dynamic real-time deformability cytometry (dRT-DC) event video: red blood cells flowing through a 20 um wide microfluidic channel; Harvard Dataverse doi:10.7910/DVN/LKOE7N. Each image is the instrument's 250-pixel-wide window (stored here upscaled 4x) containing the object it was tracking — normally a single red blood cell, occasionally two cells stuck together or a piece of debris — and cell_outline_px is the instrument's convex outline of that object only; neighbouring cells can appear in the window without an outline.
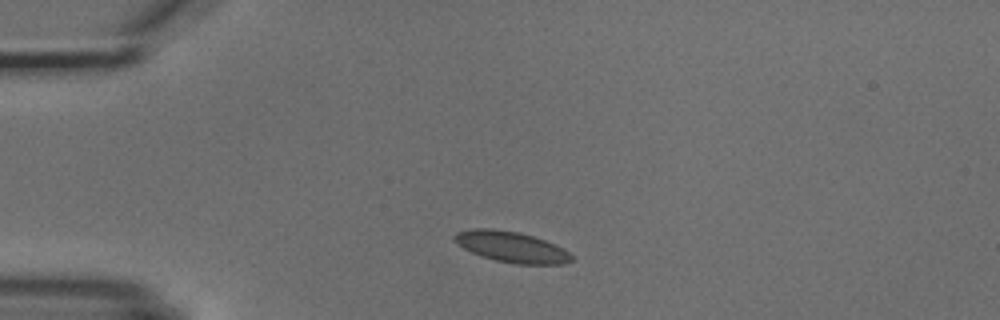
{"species": "common noctule bat (a hibernating species)", "species_latin": "Nyctalus noctula", "temperature_condition": "cold", "stored_images_in_passage": 3, "camera_frame_rate_fps": 3000, "um_per_image_px": 0.085, "animal": {"sex": "male", "body_mass_g": 18.8}, "frame": {"image": 1, "passage_image": 1, "time_ms": 0.0, "image_size_px": [1000, 320], "cell_outline_px": [[572, 260], [564, 264], [516, 264], [496, 260], [480, 256], [456, 244], [452, 240], [452, 236], [456, 232], [472, 228], [492, 228], [520, 232], [556, 244], [564, 248], [572, 256]], "centroid_in_image_um": [43.43, 20.97], "position_along_channel_um": 41.6, "area_um2": 21.21}}
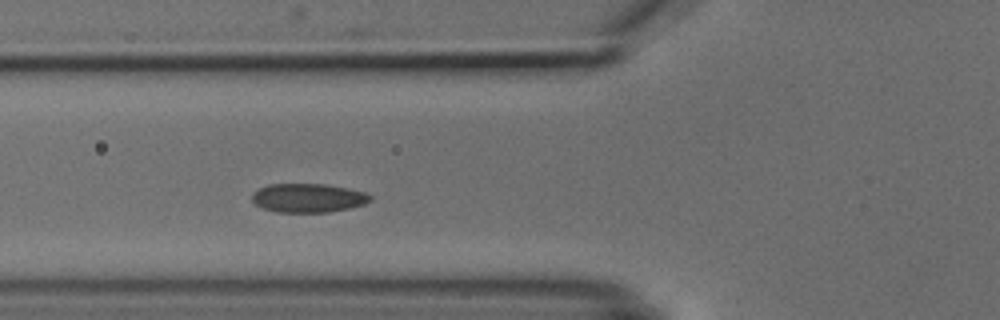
{"frame": {"image": 2, "passage_image": 3, "time_ms": 2.333, "image_size_px": [1000, 320], "cell_outline_px": [[372, 200], [364, 204], [348, 208], [328, 212], [276, 212], [264, 208], [256, 204], [252, 200], [252, 192], [268, 184], [328, 184], [368, 192], [372, 196]], "centroid_in_image_um": [26.22, 16.81], "position_along_channel_um": 99.6, "area_um2": 20.0}}